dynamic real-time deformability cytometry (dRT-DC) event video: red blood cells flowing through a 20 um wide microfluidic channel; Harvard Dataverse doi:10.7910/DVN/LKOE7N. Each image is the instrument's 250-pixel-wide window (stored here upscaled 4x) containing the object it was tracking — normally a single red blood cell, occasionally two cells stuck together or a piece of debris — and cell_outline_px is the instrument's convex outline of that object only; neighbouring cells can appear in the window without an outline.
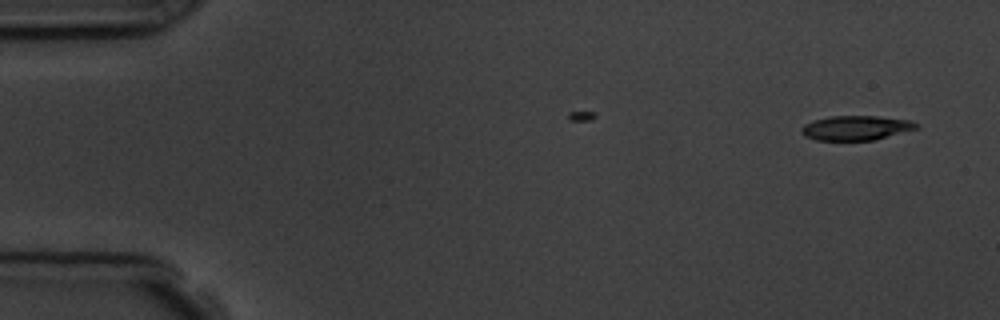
{"species": "common noctule bat (a hibernating species)", "species_latin": "Nyctalus noctula", "temperature_condition": "room temperature", "stored_images_in_passage": 2, "camera_frame_rate_fps": 3000, "um_per_image_px": 0.085, "animal": {"sex": "male", "body_mass_g": 19.5, "forearm_length_mm": 54.6}, "frame": {"image": 1, "passage_image": 2, "time_ms": 1.333, "image_size_px": [1000, 320], "cell_outline_px": [[920, 128], [872, 140], [816, 140], [804, 136], [800, 132], [800, 128], [804, 124], [812, 120], [828, 116], [876, 116], [908, 120], [920, 124]], "centroid_in_image_um": [72.72, 10.86], "position_along_channel_um": 12.3, "area_um2": 16.53}}